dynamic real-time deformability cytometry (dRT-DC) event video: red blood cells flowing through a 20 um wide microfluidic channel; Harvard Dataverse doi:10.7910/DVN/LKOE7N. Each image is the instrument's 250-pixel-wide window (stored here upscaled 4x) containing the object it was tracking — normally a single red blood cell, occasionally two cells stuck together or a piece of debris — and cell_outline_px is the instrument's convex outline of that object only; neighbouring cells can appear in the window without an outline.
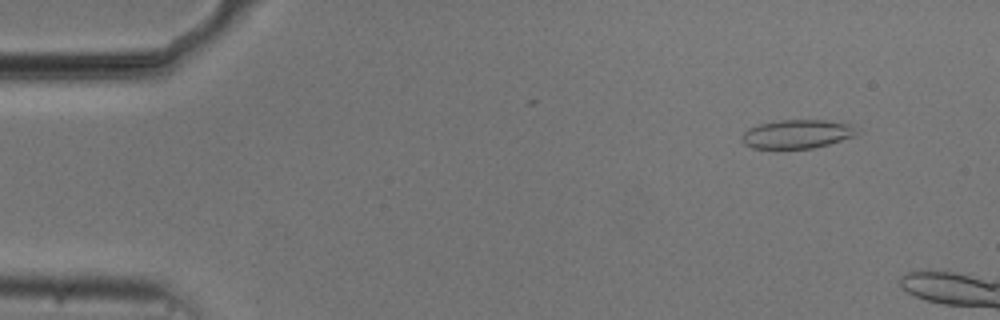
{"species": "common noctule bat (a hibernating species)", "species_latin": "Nyctalus noctula", "temperature_condition": "cold", "stored_images_in_passage": 11, "camera_frame_rate_fps": 3000, "um_per_image_px": 0.085, "animal": {"sex": "male", "body_mass_g": 20.5, "forearm_length_mm": 52.5}, "frame": {"image": 1, "passage_image": 5, "time_ms": 1.333, "image_size_px": [1000, 320], "cell_outline_px": [[860, 132], [856, 136], [828, 144], [812, 148], [752, 148], [744, 144], [740, 140], [744, 132], [748, 128], [760, 124], [780, 120], [824, 120], [852, 124]], "centroid_in_image_um": [67.77, 11.39], "position_along_channel_um": 17.2, "area_um2": 19.31}}